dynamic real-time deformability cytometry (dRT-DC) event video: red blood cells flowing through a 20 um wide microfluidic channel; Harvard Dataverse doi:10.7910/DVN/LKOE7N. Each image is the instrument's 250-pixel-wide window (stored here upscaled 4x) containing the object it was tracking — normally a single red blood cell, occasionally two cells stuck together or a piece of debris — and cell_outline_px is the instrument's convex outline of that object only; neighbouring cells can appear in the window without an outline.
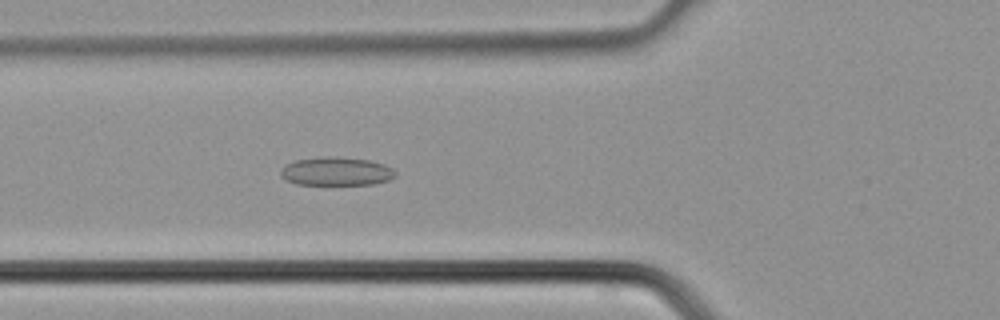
{"species": "common noctule bat (a hibernating species)", "species_latin": "Nyctalus noctula", "temperature_condition": "cold", "stored_images_in_passage": 24, "camera_frame_rate_fps": 3000, "um_per_image_px": 0.085, "animal": {"sex": "male", "body_mass_g": 21.5, "forearm_length_mm": 52.0}, "frame": {"image": 1, "passage_image": 5, "time_ms": 1.333, "image_size_px": [1000, 320], "cell_outline_px": [[396, 176], [388, 180], [372, 184], [296, 184], [280, 176], [280, 172], [288, 164], [296, 160], [324, 156], [332, 156], [368, 160], [384, 164], [392, 168], [396, 172]], "centroid_in_image_um": [28.61, 14.56], "position_along_channel_um": 97.2, "area_um2": 18.79}}
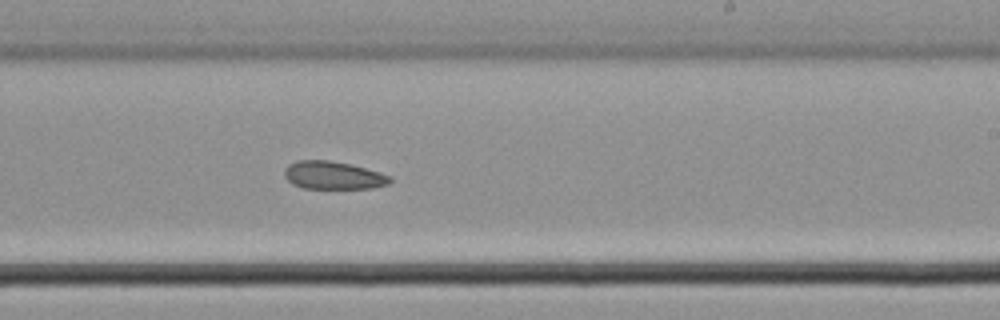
{"frame": {"image": 2, "passage_image": 14, "time_ms": 4.333, "image_size_px": [1000, 320], "cell_outline_px": [[392, 180], [388, 184], [372, 188], [304, 188], [292, 184], [284, 176], [284, 168], [288, 164], [296, 160], [328, 160], [352, 164], [380, 172], [392, 176]], "centroid_in_image_um": [28.32, 14.89], "position_along_channel_um": 260.7, "area_um2": 17.34}}
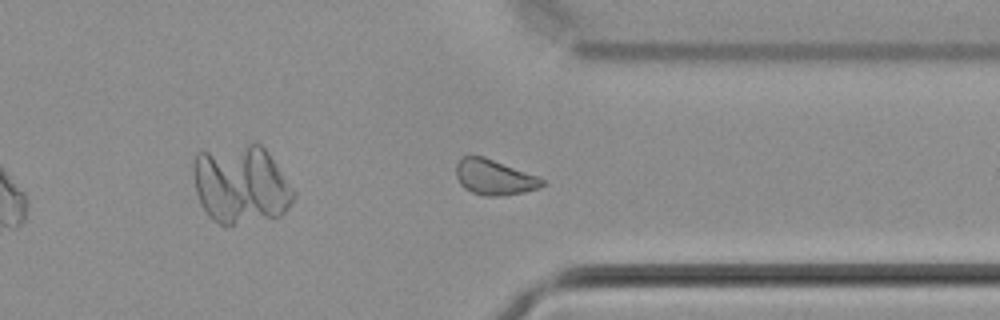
{"frame": {"image": 3, "passage_image": 20, "time_ms": 6.333, "image_size_px": [1000, 320], "cell_outline_px": [[544, 184], [540, 188], [524, 192], [504, 196], [484, 196], [472, 192], [464, 188], [460, 184], [456, 176], [456, 164], [464, 156], [484, 156], [536, 176], [544, 180]], "centroid_in_image_um": [41.99, 15.08], "position_along_channel_um": 369.4, "area_um2": 17.63}}